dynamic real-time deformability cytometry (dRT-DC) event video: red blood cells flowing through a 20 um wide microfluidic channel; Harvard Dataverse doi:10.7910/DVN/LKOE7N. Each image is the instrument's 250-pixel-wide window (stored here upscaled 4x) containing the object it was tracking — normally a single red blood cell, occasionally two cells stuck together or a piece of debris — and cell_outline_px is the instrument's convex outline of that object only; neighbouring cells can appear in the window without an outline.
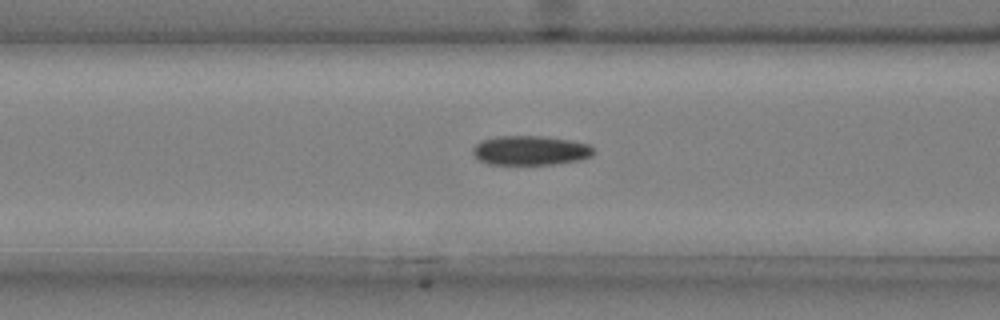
{"species": "common noctule bat (a hibernating species)", "species_latin": "Nyctalus noctula", "temperature_condition": "cold", "stored_images_in_passage": 51, "camera_frame_rate_fps": 3000, "um_per_image_px": 0.085, "animal": {"sex": "male", "body_mass_g": 20.4}, "frame": {"image": 1, "passage_image": 22, "time_ms": 7.0, "image_size_px": [1000, 320], "cell_outline_px": [[596, 152], [592, 156], [580, 160], [556, 164], [488, 164], [480, 160], [472, 152], [472, 148], [480, 140], [496, 136], [544, 136], [568, 140], [588, 144]], "centroid_in_image_um": [45.08, 12.78], "position_along_channel_um": 121.5, "area_um2": 20.75}}
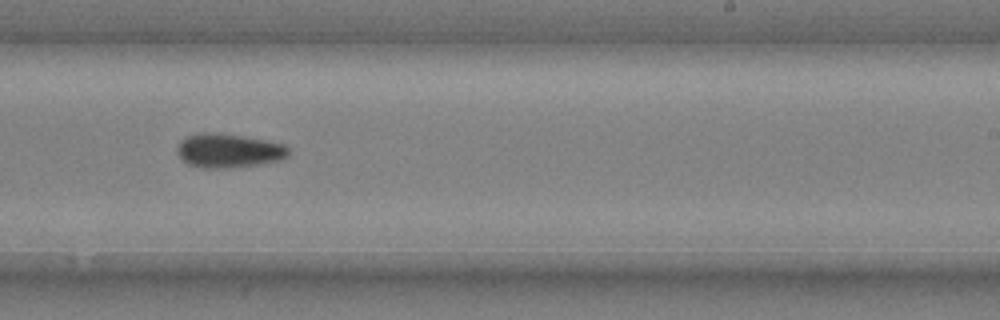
{"frame": {"image": 2, "passage_image": 34, "time_ms": 11.0, "image_size_px": [1000, 320], "cell_outline_px": [[288, 156], [284, 160], [228, 168], [200, 168], [188, 164], [176, 152], [176, 148], [180, 140], [188, 136], [200, 132], [212, 132], [244, 136], [284, 144], [288, 148]], "centroid_in_image_um": [19.41, 12.8], "position_along_channel_um": 269.6, "area_um2": 22.14}}
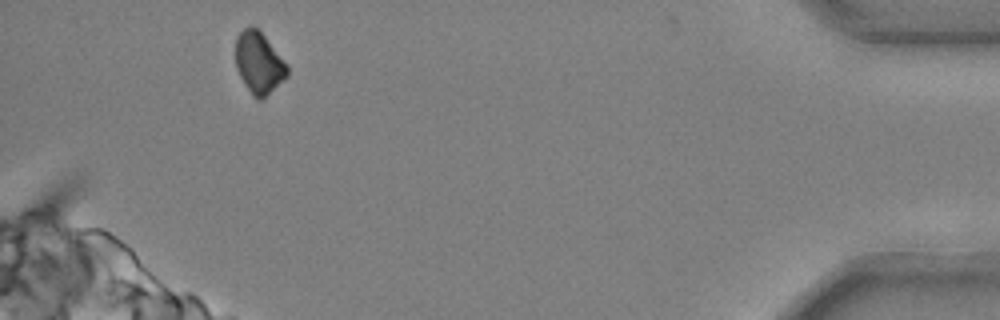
{"frame": {"image": 3, "passage_image": 50, "time_ms": 16.333, "image_size_px": [1000, 320], "cell_outline_px": [[288, 76], [260, 100], [256, 100], [252, 96], [244, 84], [236, 68], [236, 36], [248, 24], [252, 24], [264, 36], [288, 64]], "centroid_in_image_um": [21.99, 5.33], "position_along_channel_um": 413.2, "area_um2": 18.55}}